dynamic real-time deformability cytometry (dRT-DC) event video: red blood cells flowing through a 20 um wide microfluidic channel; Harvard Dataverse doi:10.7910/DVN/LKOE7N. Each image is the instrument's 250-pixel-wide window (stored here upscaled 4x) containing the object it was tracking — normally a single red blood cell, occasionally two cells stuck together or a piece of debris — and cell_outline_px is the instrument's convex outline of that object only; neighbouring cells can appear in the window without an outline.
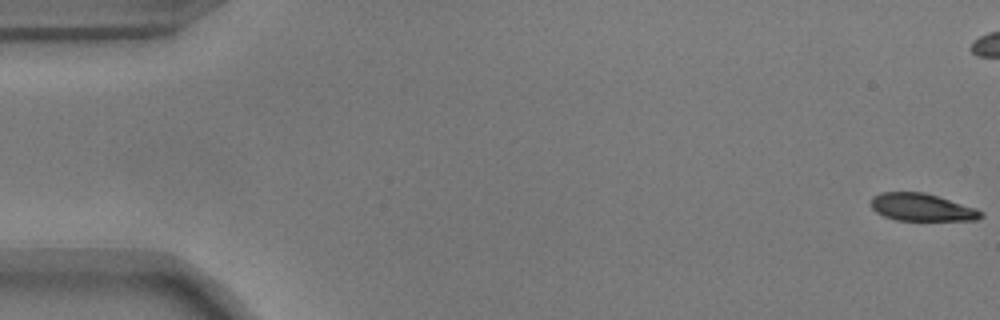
{"species": "common noctule bat (a hibernating species)", "species_latin": "Nyctalus noctula", "temperature_condition": "warm", "stored_images_in_passage": 56, "camera_frame_rate_fps": 3000, "um_per_image_px": 0.085, "animal": {"sex": "male", "body_mass_g": 17.9}, "frame": {"image": 1, "passage_image": 1, "time_ms": 0.0, "image_size_px": [1000, 320], "cell_outline_px": [[984, 216], [976, 220], [896, 220], [884, 216], [876, 212], [872, 208], [872, 196], [880, 192], [924, 192], [976, 208], [984, 212]], "centroid_in_image_um": [78.36, 17.62], "position_along_channel_um": 6.6, "area_um2": 17.57}}
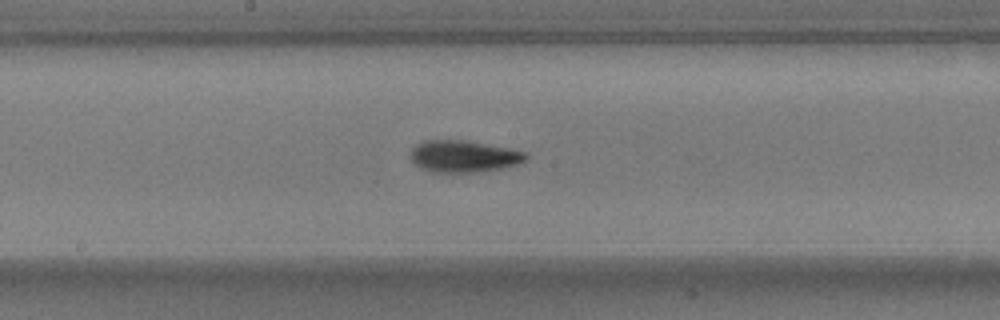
{"frame": {"image": 2, "passage_image": 29, "time_ms": 9.333, "image_size_px": [1000, 320], "cell_outline_px": [[528, 156], [524, 160], [516, 164], [500, 168], [472, 172], [432, 172], [420, 168], [412, 160], [412, 148], [416, 144], [424, 140], [464, 140], [508, 148], [528, 152]], "centroid_in_image_um": [39.39, 13.28], "position_along_channel_um": 208.8, "area_um2": 21.1}}
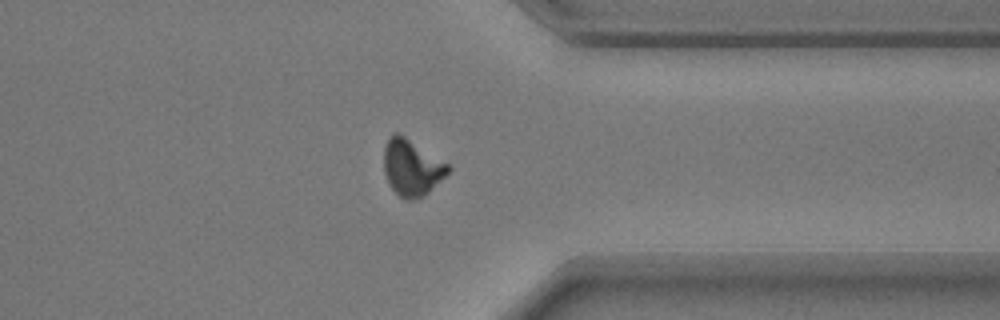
{"frame": {"image": 3, "passage_image": 43, "time_ms": 14.0, "image_size_px": [1000, 320], "cell_outline_px": [[452, 168], [424, 196], [412, 200], [404, 200], [388, 184], [384, 172], [384, 148], [388, 140], [396, 132], [400, 132], [452, 164]], "centroid_in_image_um": [35.03, 14.21], "position_along_channel_um": 376.4, "area_um2": 21.44}, "authors_computed_cell_mechanics": {"area_um2": 20.1722, "velocity_mm_per_s": 3.7185, "shape_relaxation_time_tau1_ms": 4.4055, "shape_relaxation_time_tau2_ms": 2.9364, "deformation_change_tau1": 0.1584, "deformation_change_tau2": 0.0932}}